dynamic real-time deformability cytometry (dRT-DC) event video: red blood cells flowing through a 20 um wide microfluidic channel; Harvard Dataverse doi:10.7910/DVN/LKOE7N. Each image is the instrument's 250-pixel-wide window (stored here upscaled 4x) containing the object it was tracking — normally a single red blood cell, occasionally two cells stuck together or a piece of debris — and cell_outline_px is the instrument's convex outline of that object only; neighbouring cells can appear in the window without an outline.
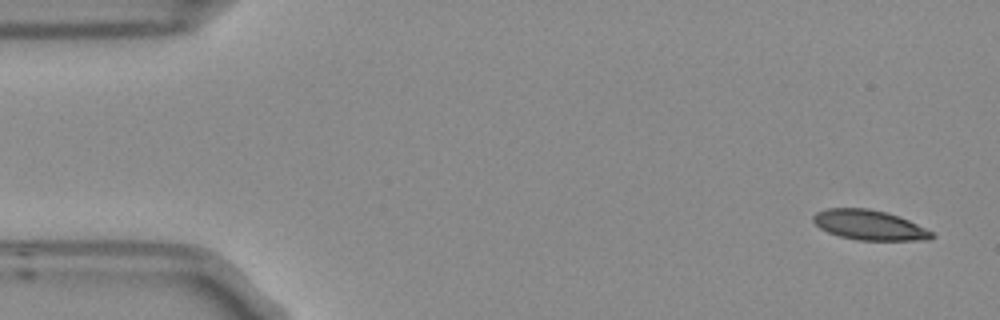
{"species": "Egyptian fruit bat (a non-hibernating species)", "species_latin": "Rousettus aegyptiacus", "temperature_condition": "room temperature", "stored_images_in_passage": 8, "camera_frame_rate_fps": 3000, "um_per_image_px": 0.085, "frame": {"image": 1, "passage_image": 1, "time_ms": 0.0, "image_size_px": [1000, 320], "cell_outline_px": [[936, 236], [932, 240], [856, 240], [840, 236], [828, 232], [820, 228], [812, 220], [812, 216], [816, 212], [828, 208], [868, 208], [884, 212], [908, 220], [932, 232]], "centroid_in_image_um": [73.88, 19.13], "position_along_channel_um": 11.1, "area_um2": 20.52}}
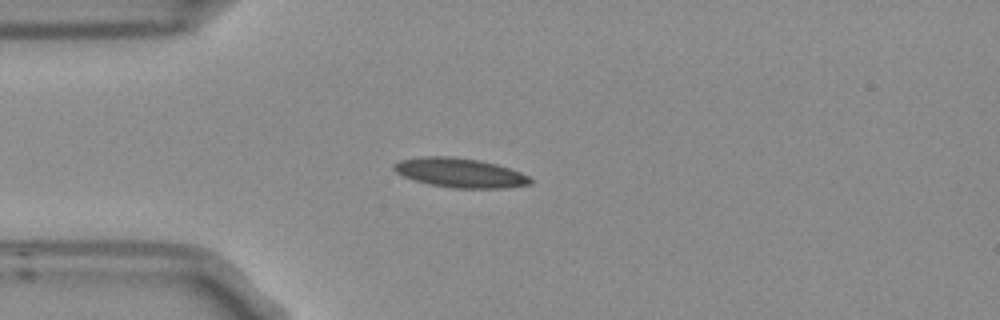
{"frame": {"image": 2, "passage_image": 4, "time_ms": 1.0, "image_size_px": [1000, 320], "cell_outline_px": [[532, 184], [504, 188], [452, 188], [428, 184], [404, 176], [396, 172], [392, 168], [392, 164], [400, 160], [420, 156], [452, 156], [480, 160], [496, 164], [520, 172], [528, 176], [532, 180]], "centroid_in_image_um": [39.08, 14.68], "position_along_channel_um": 45.9, "area_um2": 23.41}}